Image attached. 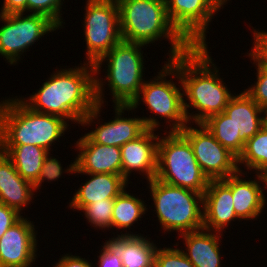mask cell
<instances>
[{"label":"cell","mask_w":267,"mask_h":267,"mask_svg":"<svg viewBox=\"0 0 267 267\" xmlns=\"http://www.w3.org/2000/svg\"><path fill=\"white\" fill-rule=\"evenodd\" d=\"M115 118L100 124L94 131L85 134L93 143L121 147L141 136L147 129L157 130L160 126L155 117L124 118L125 110H133L130 105H115Z\"/></svg>","instance_id":"obj_13"},{"label":"cell","mask_w":267,"mask_h":267,"mask_svg":"<svg viewBox=\"0 0 267 267\" xmlns=\"http://www.w3.org/2000/svg\"><path fill=\"white\" fill-rule=\"evenodd\" d=\"M154 267H195L178 248H159L156 250Z\"/></svg>","instance_id":"obj_29"},{"label":"cell","mask_w":267,"mask_h":267,"mask_svg":"<svg viewBox=\"0 0 267 267\" xmlns=\"http://www.w3.org/2000/svg\"><path fill=\"white\" fill-rule=\"evenodd\" d=\"M0 14L27 12V0H4Z\"/></svg>","instance_id":"obj_37"},{"label":"cell","mask_w":267,"mask_h":267,"mask_svg":"<svg viewBox=\"0 0 267 267\" xmlns=\"http://www.w3.org/2000/svg\"><path fill=\"white\" fill-rule=\"evenodd\" d=\"M171 24L192 46H207L206 30L215 12L216 0H165Z\"/></svg>","instance_id":"obj_12"},{"label":"cell","mask_w":267,"mask_h":267,"mask_svg":"<svg viewBox=\"0 0 267 267\" xmlns=\"http://www.w3.org/2000/svg\"><path fill=\"white\" fill-rule=\"evenodd\" d=\"M143 44L121 40L95 65V75L100 74L102 62L107 60L106 80L114 105H131L139 95L143 77Z\"/></svg>","instance_id":"obj_7"},{"label":"cell","mask_w":267,"mask_h":267,"mask_svg":"<svg viewBox=\"0 0 267 267\" xmlns=\"http://www.w3.org/2000/svg\"><path fill=\"white\" fill-rule=\"evenodd\" d=\"M24 13L0 14L4 25L0 28V55L14 65L23 52L45 34L60 27L43 14L23 16Z\"/></svg>","instance_id":"obj_10"},{"label":"cell","mask_w":267,"mask_h":267,"mask_svg":"<svg viewBox=\"0 0 267 267\" xmlns=\"http://www.w3.org/2000/svg\"><path fill=\"white\" fill-rule=\"evenodd\" d=\"M207 48L192 46L186 53L169 60L172 63V76L179 79L180 88L189 101L187 103L184 100V111L189 124L191 121L197 125L202 124L209 117L224 112L233 96L225 83H222L218 68L212 62ZM190 107H194L198 113H189Z\"/></svg>","instance_id":"obj_2"},{"label":"cell","mask_w":267,"mask_h":267,"mask_svg":"<svg viewBox=\"0 0 267 267\" xmlns=\"http://www.w3.org/2000/svg\"><path fill=\"white\" fill-rule=\"evenodd\" d=\"M257 68V82L244 91L264 110L267 111V67L261 66L250 54Z\"/></svg>","instance_id":"obj_31"},{"label":"cell","mask_w":267,"mask_h":267,"mask_svg":"<svg viewBox=\"0 0 267 267\" xmlns=\"http://www.w3.org/2000/svg\"><path fill=\"white\" fill-rule=\"evenodd\" d=\"M240 164L267 176V123L245 143L243 152L237 158L238 170L242 171Z\"/></svg>","instance_id":"obj_26"},{"label":"cell","mask_w":267,"mask_h":267,"mask_svg":"<svg viewBox=\"0 0 267 267\" xmlns=\"http://www.w3.org/2000/svg\"><path fill=\"white\" fill-rule=\"evenodd\" d=\"M79 154L66 169L67 173H111L122 175V155L118 146L93 143L86 135L76 141ZM72 172V173H71Z\"/></svg>","instance_id":"obj_15"},{"label":"cell","mask_w":267,"mask_h":267,"mask_svg":"<svg viewBox=\"0 0 267 267\" xmlns=\"http://www.w3.org/2000/svg\"><path fill=\"white\" fill-rule=\"evenodd\" d=\"M68 126L62 117L33 111L22 98L0 102V145H34L50 151Z\"/></svg>","instance_id":"obj_4"},{"label":"cell","mask_w":267,"mask_h":267,"mask_svg":"<svg viewBox=\"0 0 267 267\" xmlns=\"http://www.w3.org/2000/svg\"><path fill=\"white\" fill-rule=\"evenodd\" d=\"M53 74L28 98L30 101L23 97L24 103L33 111L70 119L82 126L93 123L104 104L103 78L95 75L94 65L84 63Z\"/></svg>","instance_id":"obj_1"},{"label":"cell","mask_w":267,"mask_h":267,"mask_svg":"<svg viewBox=\"0 0 267 267\" xmlns=\"http://www.w3.org/2000/svg\"><path fill=\"white\" fill-rule=\"evenodd\" d=\"M263 112L265 116L261 117ZM224 113L240 131L239 137L244 144L267 123V111L261 108L245 91L230 98Z\"/></svg>","instance_id":"obj_19"},{"label":"cell","mask_w":267,"mask_h":267,"mask_svg":"<svg viewBox=\"0 0 267 267\" xmlns=\"http://www.w3.org/2000/svg\"><path fill=\"white\" fill-rule=\"evenodd\" d=\"M114 199H104L103 201L86 205L81 211L92 226L96 228H112V210Z\"/></svg>","instance_id":"obj_28"},{"label":"cell","mask_w":267,"mask_h":267,"mask_svg":"<svg viewBox=\"0 0 267 267\" xmlns=\"http://www.w3.org/2000/svg\"><path fill=\"white\" fill-rule=\"evenodd\" d=\"M91 178L81 186L72 197L70 208L78 211L86 205L103 201L104 199H115L124 189L128 181L122 175L111 173L94 174L83 173Z\"/></svg>","instance_id":"obj_21"},{"label":"cell","mask_w":267,"mask_h":267,"mask_svg":"<svg viewBox=\"0 0 267 267\" xmlns=\"http://www.w3.org/2000/svg\"><path fill=\"white\" fill-rule=\"evenodd\" d=\"M147 129L141 136L121 146L122 176L128 181L131 172L139 171L150 181L157 173L158 139ZM134 170V171H133Z\"/></svg>","instance_id":"obj_17"},{"label":"cell","mask_w":267,"mask_h":267,"mask_svg":"<svg viewBox=\"0 0 267 267\" xmlns=\"http://www.w3.org/2000/svg\"><path fill=\"white\" fill-rule=\"evenodd\" d=\"M202 124L221 145L237 158L243 152L245 144L240 140V131L224 112L209 117Z\"/></svg>","instance_id":"obj_25"},{"label":"cell","mask_w":267,"mask_h":267,"mask_svg":"<svg viewBox=\"0 0 267 267\" xmlns=\"http://www.w3.org/2000/svg\"><path fill=\"white\" fill-rule=\"evenodd\" d=\"M33 184L23 179L12 161L0 150V203L19 213L32 202Z\"/></svg>","instance_id":"obj_22"},{"label":"cell","mask_w":267,"mask_h":267,"mask_svg":"<svg viewBox=\"0 0 267 267\" xmlns=\"http://www.w3.org/2000/svg\"><path fill=\"white\" fill-rule=\"evenodd\" d=\"M253 49L250 55L261 65L267 67V32L254 29Z\"/></svg>","instance_id":"obj_33"},{"label":"cell","mask_w":267,"mask_h":267,"mask_svg":"<svg viewBox=\"0 0 267 267\" xmlns=\"http://www.w3.org/2000/svg\"><path fill=\"white\" fill-rule=\"evenodd\" d=\"M221 6H224L229 0H216Z\"/></svg>","instance_id":"obj_38"},{"label":"cell","mask_w":267,"mask_h":267,"mask_svg":"<svg viewBox=\"0 0 267 267\" xmlns=\"http://www.w3.org/2000/svg\"><path fill=\"white\" fill-rule=\"evenodd\" d=\"M0 150L12 161L19 175L32 184L37 180L49 152L34 145H0Z\"/></svg>","instance_id":"obj_24"},{"label":"cell","mask_w":267,"mask_h":267,"mask_svg":"<svg viewBox=\"0 0 267 267\" xmlns=\"http://www.w3.org/2000/svg\"><path fill=\"white\" fill-rule=\"evenodd\" d=\"M233 203L231 175L223 180H209L203 193V228L221 233L231 221L239 220Z\"/></svg>","instance_id":"obj_16"},{"label":"cell","mask_w":267,"mask_h":267,"mask_svg":"<svg viewBox=\"0 0 267 267\" xmlns=\"http://www.w3.org/2000/svg\"><path fill=\"white\" fill-rule=\"evenodd\" d=\"M163 66L155 79L144 82L138 97L130 106L137 108L140 99H143L151 112L167 119L168 123L172 122L169 132H180L189 123L184 111V94L173 81L166 80V76L172 75V63L168 60Z\"/></svg>","instance_id":"obj_9"},{"label":"cell","mask_w":267,"mask_h":267,"mask_svg":"<svg viewBox=\"0 0 267 267\" xmlns=\"http://www.w3.org/2000/svg\"><path fill=\"white\" fill-rule=\"evenodd\" d=\"M61 3L63 4L62 0H27V11L46 15L62 28Z\"/></svg>","instance_id":"obj_30"},{"label":"cell","mask_w":267,"mask_h":267,"mask_svg":"<svg viewBox=\"0 0 267 267\" xmlns=\"http://www.w3.org/2000/svg\"><path fill=\"white\" fill-rule=\"evenodd\" d=\"M242 172L237 171L231 175V193L233 196V207L235 214L241 220L256 219L266 205V198L264 190L267 188V176L262 174H256L258 178L256 180L242 179ZM241 175V176H240ZM260 182H263L265 186L262 188Z\"/></svg>","instance_id":"obj_18"},{"label":"cell","mask_w":267,"mask_h":267,"mask_svg":"<svg viewBox=\"0 0 267 267\" xmlns=\"http://www.w3.org/2000/svg\"><path fill=\"white\" fill-rule=\"evenodd\" d=\"M122 40L146 45L170 41L171 60L186 53L192 45L171 24L165 0H117ZM171 55V56H170Z\"/></svg>","instance_id":"obj_3"},{"label":"cell","mask_w":267,"mask_h":267,"mask_svg":"<svg viewBox=\"0 0 267 267\" xmlns=\"http://www.w3.org/2000/svg\"><path fill=\"white\" fill-rule=\"evenodd\" d=\"M35 226L22 217L0 238V267H32L37 254Z\"/></svg>","instance_id":"obj_14"},{"label":"cell","mask_w":267,"mask_h":267,"mask_svg":"<svg viewBox=\"0 0 267 267\" xmlns=\"http://www.w3.org/2000/svg\"><path fill=\"white\" fill-rule=\"evenodd\" d=\"M118 236V237H117ZM111 238L104 245L117 257L123 267H154L156 244L140 234H125Z\"/></svg>","instance_id":"obj_20"},{"label":"cell","mask_w":267,"mask_h":267,"mask_svg":"<svg viewBox=\"0 0 267 267\" xmlns=\"http://www.w3.org/2000/svg\"><path fill=\"white\" fill-rule=\"evenodd\" d=\"M50 152H48L47 156L45 157L44 163L42 164L41 171L37 180L33 183L34 190L40 189L42 182L47 179V181H55L61 175L62 169L61 163L55 157L49 156Z\"/></svg>","instance_id":"obj_32"},{"label":"cell","mask_w":267,"mask_h":267,"mask_svg":"<svg viewBox=\"0 0 267 267\" xmlns=\"http://www.w3.org/2000/svg\"><path fill=\"white\" fill-rule=\"evenodd\" d=\"M54 267H92V265L85 258L66 254L59 259Z\"/></svg>","instance_id":"obj_36"},{"label":"cell","mask_w":267,"mask_h":267,"mask_svg":"<svg viewBox=\"0 0 267 267\" xmlns=\"http://www.w3.org/2000/svg\"><path fill=\"white\" fill-rule=\"evenodd\" d=\"M149 189L164 232L181 235L203 228V194L156 178L149 181Z\"/></svg>","instance_id":"obj_5"},{"label":"cell","mask_w":267,"mask_h":267,"mask_svg":"<svg viewBox=\"0 0 267 267\" xmlns=\"http://www.w3.org/2000/svg\"><path fill=\"white\" fill-rule=\"evenodd\" d=\"M98 256L99 267H123L120 257L115 256L105 245Z\"/></svg>","instance_id":"obj_35"},{"label":"cell","mask_w":267,"mask_h":267,"mask_svg":"<svg viewBox=\"0 0 267 267\" xmlns=\"http://www.w3.org/2000/svg\"><path fill=\"white\" fill-rule=\"evenodd\" d=\"M167 133L158 139L155 178L203 194L209 180L203 174L190 142L180 132Z\"/></svg>","instance_id":"obj_6"},{"label":"cell","mask_w":267,"mask_h":267,"mask_svg":"<svg viewBox=\"0 0 267 267\" xmlns=\"http://www.w3.org/2000/svg\"><path fill=\"white\" fill-rule=\"evenodd\" d=\"M214 233L202 228L181 234L188 253L182 251L195 267H221L219 240L223 234Z\"/></svg>","instance_id":"obj_23"},{"label":"cell","mask_w":267,"mask_h":267,"mask_svg":"<svg viewBox=\"0 0 267 267\" xmlns=\"http://www.w3.org/2000/svg\"><path fill=\"white\" fill-rule=\"evenodd\" d=\"M23 216L14 208L8 207L0 203V238L15 223H17Z\"/></svg>","instance_id":"obj_34"},{"label":"cell","mask_w":267,"mask_h":267,"mask_svg":"<svg viewBox=\"0 0 267 267\" xmlns=\"http://www.w3.org/2000/svg\"><path fill=\"white\" fill-rule=\"evenodd\" d=\"M199 129L186 125L180 133L190 142L195 158L208 180H223L238 171L237 157L198 124Z\"/></svg>","instance_id":"obj_11"},{"label":"cell","mask_w":267,"mask_h":267,"mask_svg":"<svg viewBox=\"0 0 267 267\" xmlns=\"http://www.w3.org/2000/svg\"><path fill=\"white\" fill-rule=\"evenodd\" d=\"M84 16L86 59L95 65L121 40L117 0H87Z\"/></svg>","instance_id":"obj_8"},{"label":"cell","mask_w":267,"mask_h":267,"mask_svg":"<svg viewBox=\"0 0 267 267\" xmlns=\"http://www.w3.org/2000/svg\"><path fill=\"white\" fill-rule=\"evenodd\" d=\"M124 189L115 199L112 210V227L130 228L147 210L144 201L129 194ZM139 218V219H138Z\"/></svg>","instance_id":"obj_27"}]
</instances>
